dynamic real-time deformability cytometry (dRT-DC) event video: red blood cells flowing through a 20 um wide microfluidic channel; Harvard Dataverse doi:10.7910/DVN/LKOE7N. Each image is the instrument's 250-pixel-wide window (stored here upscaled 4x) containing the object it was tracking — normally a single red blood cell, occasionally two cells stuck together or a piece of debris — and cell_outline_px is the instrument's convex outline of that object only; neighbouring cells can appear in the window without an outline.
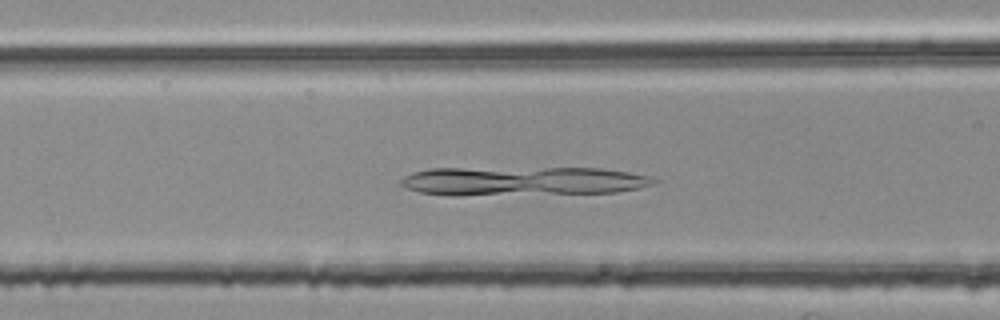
{"species": "common noctule bat (a hibernating species)", "species_latin": "Nyctalus noctula", "temperature_condition": "room temperature", "stored_images_in_passage": 51, "camera_frame_rate_fps": 3000, "um_per_image_px": 0.085, "animal": {"sex": "female", "body_mass_g": 25.1}, "frame": {"image": 1, "passage_image": 21, "time_ms": 6.667, "image_size_px": [1000, 320], "cell_outline_px": [[656, 180], [652, 184], [640, 188], [616, 192], [460, 196], [448, 196], [420, 192], [404, 188], [400, 184], [400, 180], [404, 176], [412, 172], [428, 168], [600, 168], [628, 172], [652, 176]], "centroid_in_image_um": [44.35, 15.4], "position_along_channel_um": 122.3, "area_um2": 43.23}}
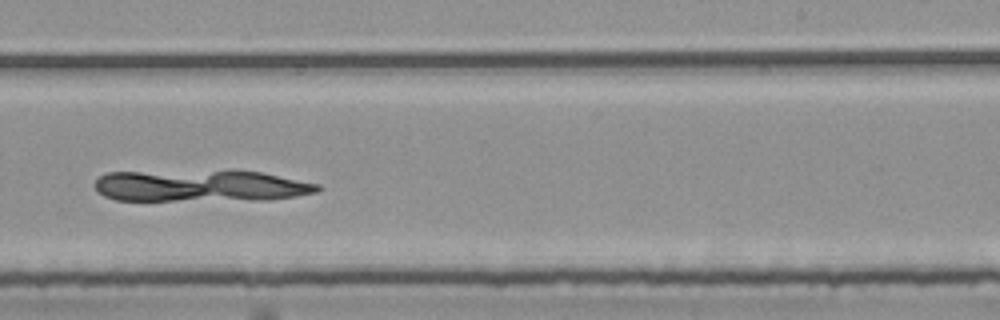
{"frame": {"image": 2, "passage_image": 33, "time_ms": 10.667, "image_size_px": [1000, 320], "cell_outline_px": [[320, 188], [316, 192], [296, 196], [268, 200], [116, 200], [104, 196], [92, 184], [104, 172], [260, 172], [320, 184]], "centroid_in_image_um": [17.03, 15.82], "position_along_channel_um": 272.0, "area_um2": 40.4}}
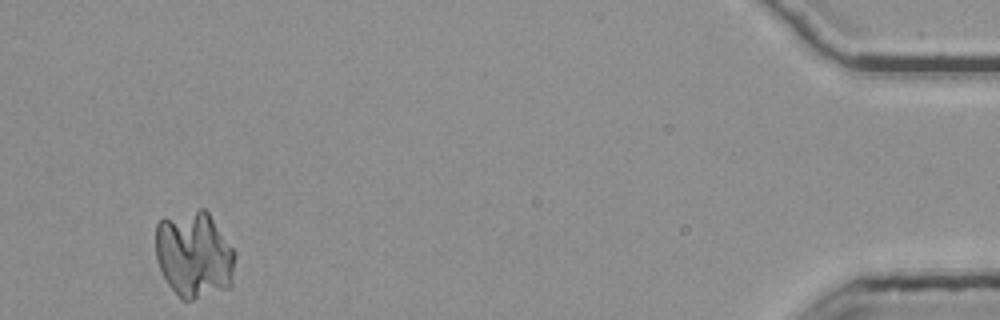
{"frame": {"image": 3, "passage_image": 51, "time_ms": 16.667, "image_size_px": [1000, 320], "cell_outline_px": [[236, 256], [232, 284], [228, 288], [192, 300], [180, 300], [168, 284], [160, 272], [156, 260], [156, 224], [164, 216], [200, 208], [204, 208], [208, 212], [236, 252]], "centroid_in_image_um": [16.49, 21.63], "position_along_channel_um": 418.7, "area_um2": 40.75}}